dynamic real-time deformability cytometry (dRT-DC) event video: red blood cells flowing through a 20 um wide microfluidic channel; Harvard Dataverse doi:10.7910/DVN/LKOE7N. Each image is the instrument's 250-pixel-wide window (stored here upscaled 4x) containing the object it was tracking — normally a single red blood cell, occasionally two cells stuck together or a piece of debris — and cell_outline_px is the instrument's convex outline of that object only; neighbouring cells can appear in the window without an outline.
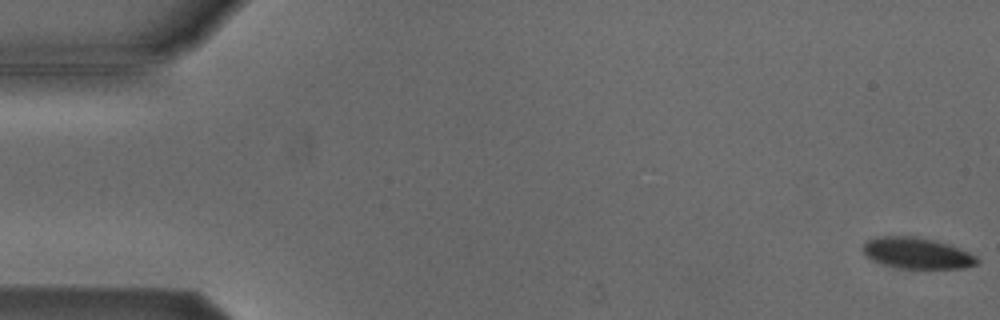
{"species": "Egyptian fruit bat (a non-hibernating species)", "species_latin": "Rousettus aegyptiacus", "temperature_condition": "cold", "stored_images_in_passage": 49, "camera_frame_rate_fps": 3000, "um_per_image_px": 0.085, "animal": {"sex": "male"}, "frame": {"image": 1, "passage_image": 1, "time_ms": 0.0, "image_size_px": [1000, 320], "cell_outline_px": [[980, 260], [976, 264], [964, 268], [896, 268], [872, 260], [864, 256], [864, 244], [868, 240], [880, 236], [912, 236], [932, 240], [948, 244], [968, 252], [976, 256]], "centroid_in_image_um": [77.93, 21.52], "position_along_channel_um": 7.1, "area_um2": 20.46}}
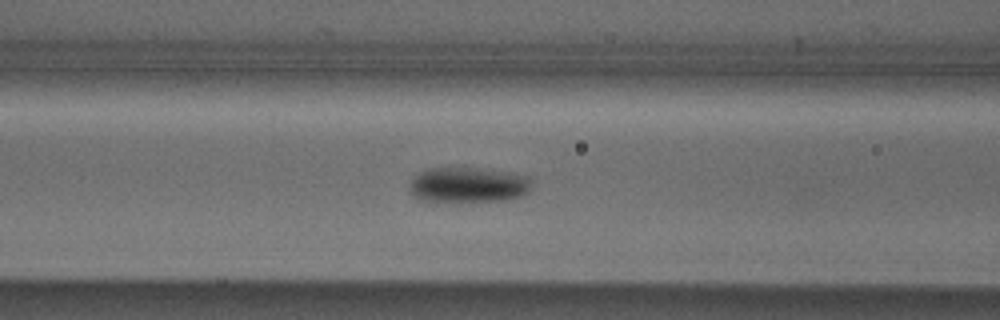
{"frame": {"image": 2, "passage_image": 22, "time_ms": 7.0, "image_size_px": [1000, 320], "cell_outline_px": [[532, 188], [528, 192], [520, 196], [508, 200], [420, 200], [408, 188], [408, 184], [412, 176], [428, 168], [476, 168], [504, 172], [524, 176], [528, 180]], "centroid_in_image_um": [39.74, 15.7], "position_along_channel_um": 126.9, "area_um2": 24.51}}
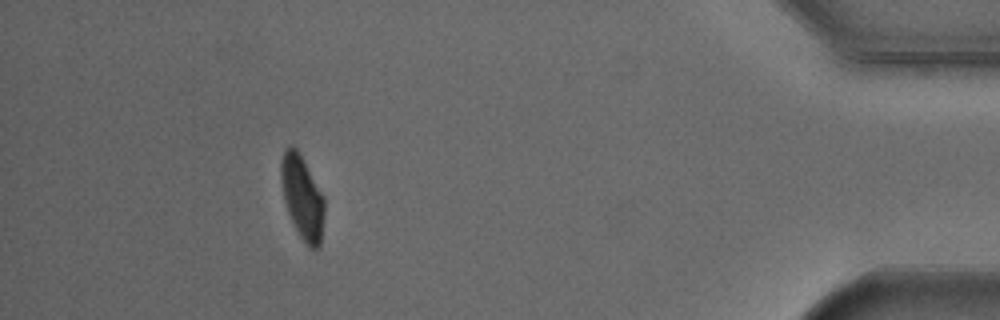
{"frame": {"image": 3, "passage_image": 49, "time_ms": 16.0, "image_size_px": [1000, 320], "cell_outline_px": [[324, 216], [320, 248], [308, 248], [300, 236], [288, 212], [284, 200], [280, 176], [280, 164], [284, 148], [288, 144], [292, 144], [296, 148], [324, 196]], "centroid_in_image_um": [25.69, 16.76], "position_along_channel_um": 409.5, "area_um2": 21.1}, "authors_computed_cell_mechanics": {"area_um2": 23.0622, "velocity_mm_per_s": 3.8067, "shape_relaxation_time_tau1_ms": 2.7109, "shape_relaxation_time_tau2_ms": null, "deformation_change_tau1": 0.0892, "deformation_change_tau2": null}}